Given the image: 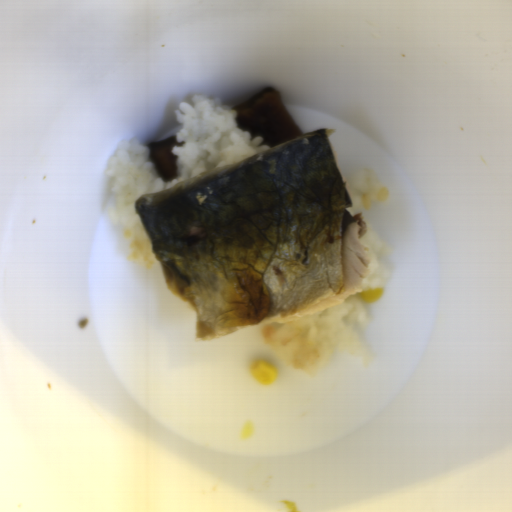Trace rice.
<instances>
[{
    "instance_id": "1",
    "label": "rice",
    "mask_w": 512,
    "mask_h": 512,
    "mask_svg": "<svg viewBox=\"0 0 512 512\" xmlns=\"http://www.w3.org/2000/svg\"><path fill=\"white\" fill-rule=\"evenodd\" d=\"M175 118L179 130L171 152L178 170L172 181L162 179L150 160L148 146L135 138L121 140L115 156L108 158L106 175L115 184L110 191L115 201L109 221L122 226L123 237L130 241L129 262L141 267L153 268L160 263L136 212L138 197L271 149L263 144V137L250 140V133L238 127L235 108L216 97L194 94L190 103H179Z\"/></svg>"
},
{
    "instance_id": "3",
    "label": "rice",
    "mask_w": 512,
    "mask_h": 512,
    "mask_svg": "<svg viewBox=\"0 0 512 512\" xmlns=\"http://www.w3.org/2000/svg\"><path fill=\"white\" fill-rule=\"evenodd\" d=\"M360 238L367 255L361 291L368 292L387 283L388 272L385 268V262L388 258L389 249L383 239L367 225L364 234Z\"/></svg>"
},
{
    "instance_id": "4",
    "label": "rice",
    "mask_w": 512,
    "mask_h": 512,
    "mask_svg": "<svg viewBox=\"0 0 512 512\" xmlns=\"http://www.w3.org/2000/svg\"><path fill=\"white\" fill-rule=\"evenodd\" d=\"M352 181L354 188L362 194L360 204L366 212L372 208V204H382L391 198L379 177L370 168L358 169Z\"/></svg>"
},
{
    "instance_id": "2",
    "label": "rice",
    "mask_w": 512,
    "mask_h": 512,
    "mask_svg": "<svg viewBox=\"0 0 512 512\" xmlns=\"http://www.w3.org/2000/svg\"><path fill=\"white\" fill-rule=\"evenodd\" d=\"M368 316L352 295L322 311L284 323L259 325L261 340L279 362L315 375L336 352L371 361L360 331Z\"/></svg>"
}]
</instances>
